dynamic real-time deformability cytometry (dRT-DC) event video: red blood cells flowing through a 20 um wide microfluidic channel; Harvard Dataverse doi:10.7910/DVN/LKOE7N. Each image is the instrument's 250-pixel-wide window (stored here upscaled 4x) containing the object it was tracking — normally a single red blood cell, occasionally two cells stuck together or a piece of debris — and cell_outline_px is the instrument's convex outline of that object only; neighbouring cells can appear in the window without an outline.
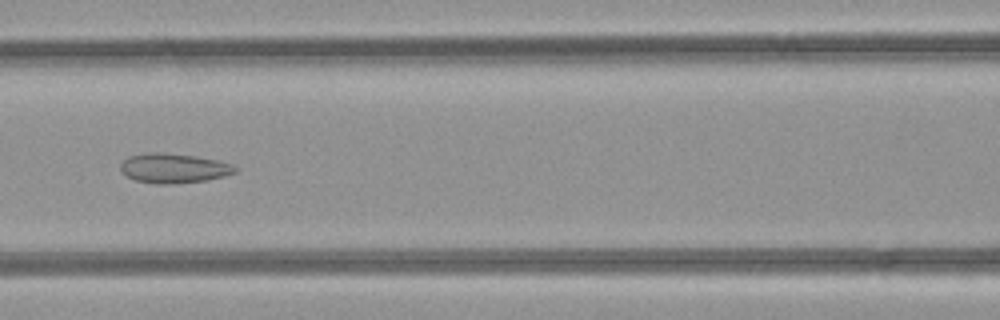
{"species": "common noctule bat (a hibernating species)", "species_latin": "Nyctalus noctula", "temperature_condition": "room temperature", "stored_images_in_passage": 49, "camera_frame_rate_fps": 3000, "um_per_image_px": 0.085, "animal": {"sex": "female", "body_mass_g": 21.9}, "frame": {"image": 1, "passage_image": 22, "time_ms": 7.0, "image_size_px": [1000, 320], "cell_outline_px": [[240, 168], [236, 172], [224, 176], [204, 180], [172, 184], [156, 184], [136, 180], [128, 176], [120, 168], [120, 164], [128, 156], [148, 152], [160, 152], [196, 156], [216, 160], [232, 164]], "centroid_in_image_um": [14.78, 14.29], "position_along_channel_um": 151.8, "area_um2": 19.71}}
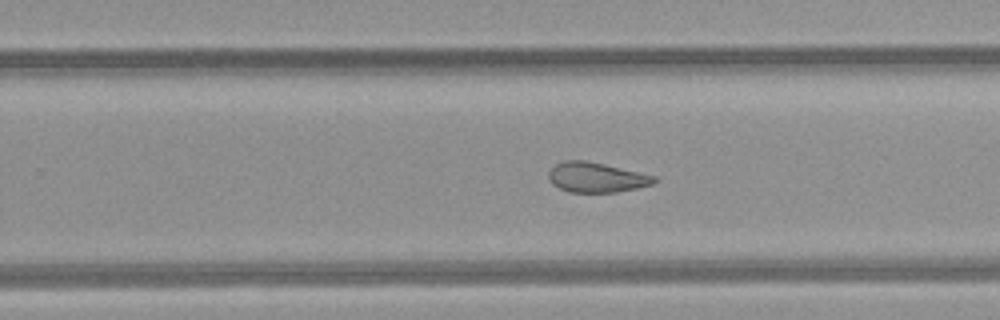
{"frame": {"image": 2, "passage_image": 31, "time_ms": 10.0, "image_size_px": [1000, 320], "cell_outline_px": [[656, 180], [652, 184], [636, 188], [616, 192], [568, 192], [552, 184], [548, 176], [548, 172], [556, 164], [564, 160], [584, 160], [604, 164], [656, 176]], "centroid_in_image_um": [50.66, 15.07], "position_along_channel_um": 279.1, "area_um2": 18.26}}
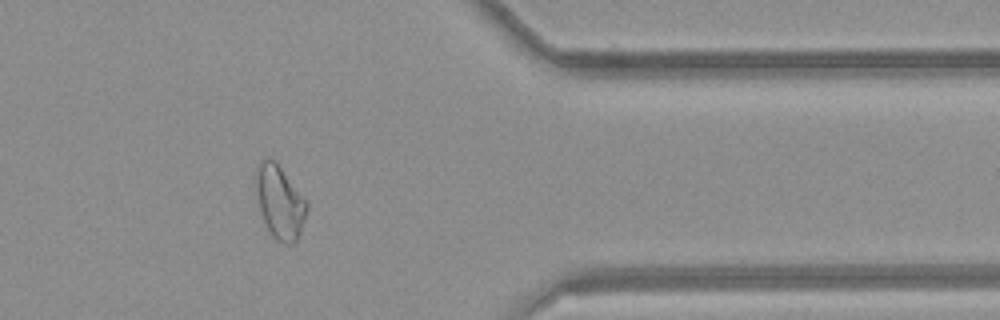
{"frame": {"image": 3, "passage_image": 40, "time_ms": 13.0, "image_size_px": [1000, 320], "cell_outline_px": [[308, 208], [300, 232], [296, 240], [292, 244], [288, 244], [276, 240], [272, 236], [260, 212], [256, 192], [256, 164], [260, 160], [268, 156], [280, 168], [308, 200]], "centroid_in_image_um": [23.78, 17.16], "position_along_channel_um": 387.6, "area_um2": 21.62}, "authors_computed_cell_mechanics": {"area_um2": 23.8136, "velocity_mm_per_s": 4.2601, "shape_relaxation_time_tau1_ms": null, "shape_relaxation_time_tau2_ms": 2.3051, "deformation_change_tau1": null, "deformation_change_tau2": 0.0853}}